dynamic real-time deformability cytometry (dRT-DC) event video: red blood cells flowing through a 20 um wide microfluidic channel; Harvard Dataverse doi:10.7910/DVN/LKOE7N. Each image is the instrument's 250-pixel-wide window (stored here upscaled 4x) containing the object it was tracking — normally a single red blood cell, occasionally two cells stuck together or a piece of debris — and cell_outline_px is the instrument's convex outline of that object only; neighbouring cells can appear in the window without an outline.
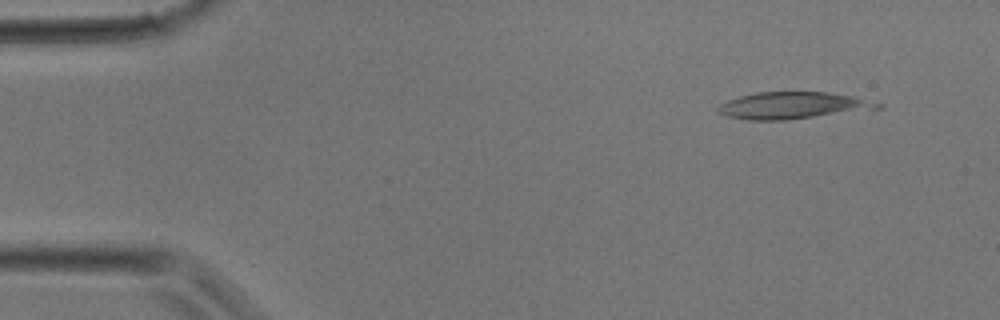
{"species": "common noctule bat (a hibernating species)", "species_latin": "Nyctalus noctula", "temperature_condition": "room temperature", "stored_images_in_passage": 2, "camera_frame_rate_fps": 3000, "um_per_image_px": 0.085, "animal": {"sex": "male", "body_mass_g": 17.9}, "frame": {"image": 1, "passage_image": 1, "time_ms": 0.0, "image_size_px": [1000, 320], "cell_outline_px": [[884, 108], [784, 120], [748, 120], [728, 116], [716, 112], [716, 108], [720, 104], [728, 100], [740, 96], [756, 92], [824, 92], [852, 96], [884, 104]], "centroid_in_image_um": [67.37, 8.97], "position_along_channel_um": 17.6, "area_um2": 24.85}}